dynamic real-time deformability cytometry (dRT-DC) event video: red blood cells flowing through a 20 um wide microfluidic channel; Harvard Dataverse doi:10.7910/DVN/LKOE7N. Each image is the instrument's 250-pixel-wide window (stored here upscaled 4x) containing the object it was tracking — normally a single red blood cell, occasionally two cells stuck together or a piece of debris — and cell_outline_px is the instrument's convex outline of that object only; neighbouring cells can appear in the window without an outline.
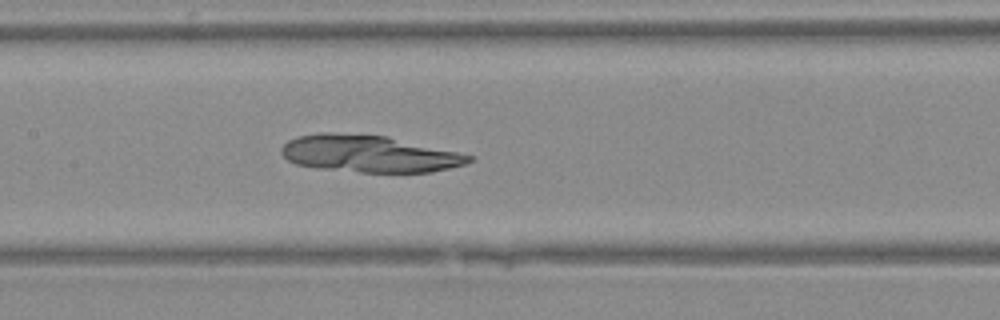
{"species": "Egyptian fruit bat (a non-hibernating species)", "species_latin": "Rousettus aegyptiacus", "temperature_condition": "warm", "stored_images_in_passage": 41, "camera_frame_rate_fps": 3000, "um_per_image_px": 0.085, "animal": {"sex": "female"}, "frame": {"image": 1, "passage_image": 22, "time_ms": 7.0, "image_size_px": [1000, 320], "cell_outline_px": [[472, 160], [464, 164], [432, 172], [360, 172], [316, 168], [296, 164], [288, 160], [280, 152], [280, 148], [288, 140], [296, 136], [320, 132], [332, 132], [388, 136], [456, 152], [472, 156]], "centroid_in_image_um": [31.29, 13.06], "position_along_channel_um": 176.1, "area_um2": 40.34}}